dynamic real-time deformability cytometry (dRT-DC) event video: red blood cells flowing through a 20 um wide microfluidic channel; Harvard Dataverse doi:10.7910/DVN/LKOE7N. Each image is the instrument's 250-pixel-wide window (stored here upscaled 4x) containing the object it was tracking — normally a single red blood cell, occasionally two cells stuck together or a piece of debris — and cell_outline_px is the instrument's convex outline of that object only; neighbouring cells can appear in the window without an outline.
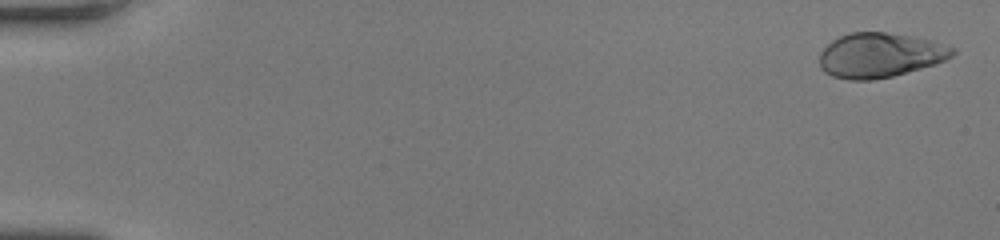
{"species": "human", "species_latin": "Homo sapiens", "temperature_condition": "room temperature", "stored_images_in_passage": 57, "camera_frame_rate_fps": 3000, "um_per_image_px": 0.085, "donor": {"sex": "female"}, "frame": {"image": 1, "passage_image": 2, "time_ms": 0.333, "image_size_px": [1000, 240], "cell_outline_px": [[956, 52], [952, 56], [936, 64], [892, 76], [872, 80], [848, 80], [832, 76], [824, 72], [820, 68], [820, 52], [832, 40], [848, 32], [884, 32], [932, 40], [956, 48]], "centroid_in_image_um": [74.79, 4.69], "position_along_channel_um": 10.2, "area_um2": 34.62}}
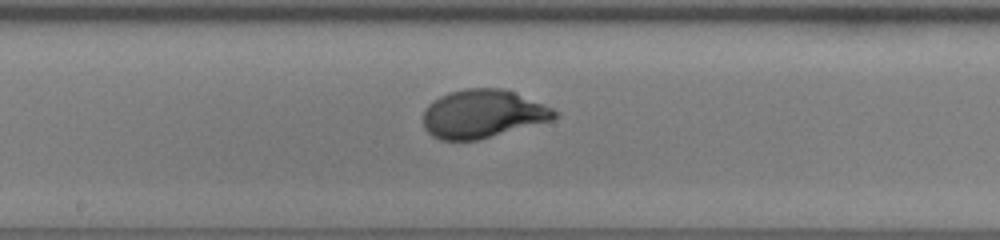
{"frame": {"image": 2, "passage_image": 32, "time_ms": 10.333, "image_size_px": [1000, 240], "cell_outline_px": [[560, 116], [552, 120], [476, 140], [440, 140], [432, 136], [424, 128], [424, 108], [432, 100], [448, 92], [464, 88], [504, 88], [544, 104], [560, 112]], "centroid_in_image_um": [41.02, 9.66], "position_along_channel_um": 207.2, "area_um2": 37.05}}
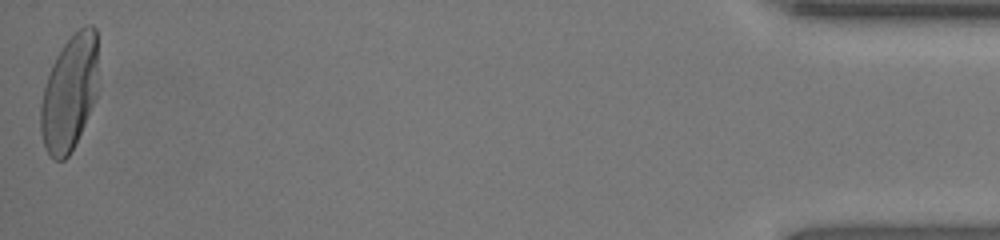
{"frame": {"image": 3, "passage_image": 57, "time_ms": 18.667, "image_size_px": [1000, 240], "cell_outline_px": [[96, 100], [68, 156], [64, 160], [52, 160], [44, 148], [40, 132], [40, 104], [44, 88], [52, 64], [56, 56], [64, 44], [84, 24], [92, 24], [96, 28]], "centroid_in_image_um": [5.87, 7.93], "position_along_channel_um": 429.3, "area_um2": 38.44}, "authors_computed_cell_mechanics": {"area_um2": 36.3562, "velocity_mm_per_s": 3.7053, "shape_relaxation_time_tau1_ms": 3.1786, "shape_relaxation_time_tau2_ms": null, "deformation_change_tau1": 0.1831, "deformation_change_tau2": null}}